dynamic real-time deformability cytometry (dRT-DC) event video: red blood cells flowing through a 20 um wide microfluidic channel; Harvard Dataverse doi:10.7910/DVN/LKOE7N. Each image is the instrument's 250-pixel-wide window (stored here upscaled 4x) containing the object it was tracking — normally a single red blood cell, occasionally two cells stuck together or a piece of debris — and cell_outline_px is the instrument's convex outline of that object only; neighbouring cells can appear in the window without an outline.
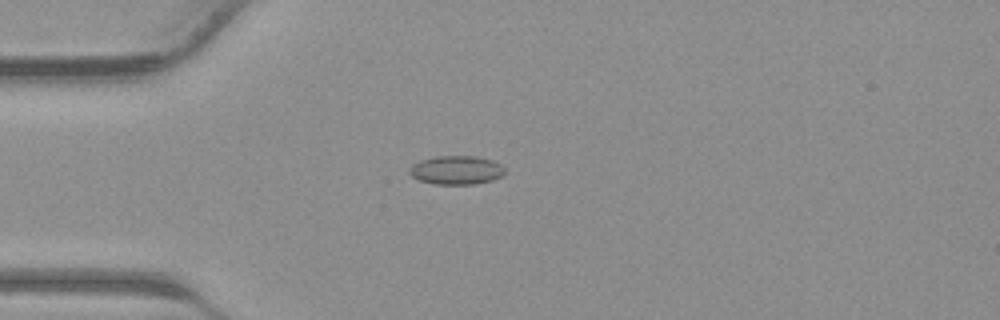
{"species": "common noctule bat (a hibernating species)", "species_latin": "Nyctalus noctula", "temperature_condition": "warm", "stored_images_in_passage": 32, "camera_frame_rate_fps": 3000, "um_per_image_px": 0.085, "animal": {"sex": "male", "body_mass_g": 23.1, "forearm_length_mm": 52.7}, "frame": {"image": 1, "passage_image": 2, "time_ms": 0.333, "image_size_px": [1000, 320], "cell_outline_px": [[504, 172], [500, 176], [492, 180], [476, 184], [432, 184], [420, 180], [412, 176], [408, 172], [408, 168], [412, 164], [420, 160], [436, 156], [476, 156], [492, 160], [500, 164], [504, 168]], "centroid_in_image_um": [38.75, 14.45], "position_along_channel_um": 46.2, "area_um2": 16.01}}
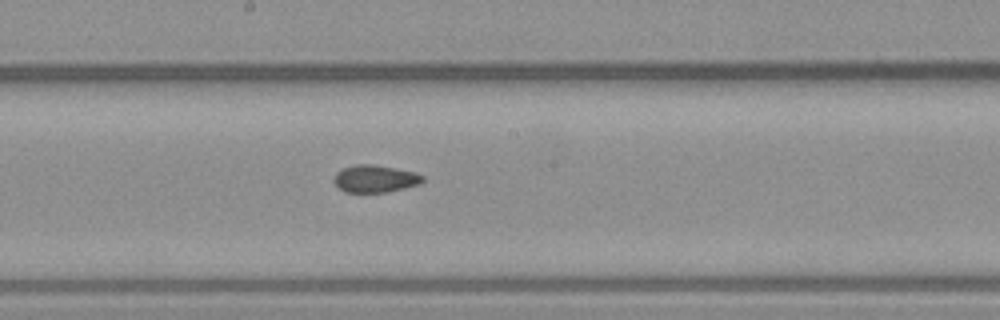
{"frame": {"image": 2, "passage_image": 13, "time_ms": 4.0, "image_size_px": [1000, 320], "cell_outline_px": [[424, 180], [420, 184], [388, 192], [344, 192], [332, 180], [336, 172], [344, 168], [356, 164], [372, 164], [396, 168], [416, 172], [424, 176]], "centroid_in_image_um": [31.9, 15.19], "position_along_channel_um": 216.3, "area_um2": 14.22}}
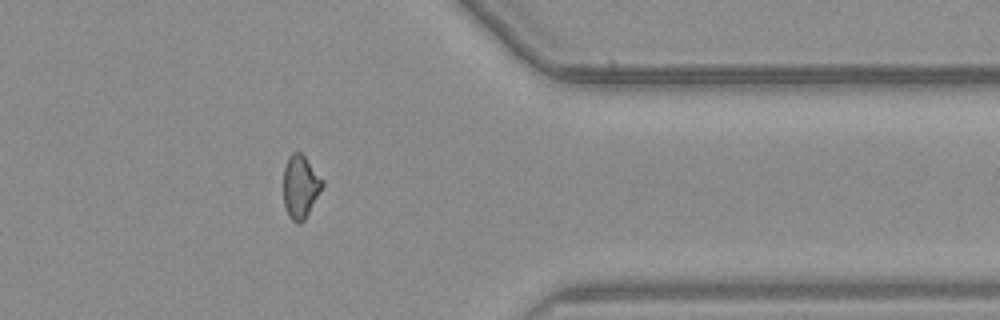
{"frame": {"image": 3, "passage_image": 24, "time_ms": 7.667, "image_size_px": [1000, 320], "cell_outline_px": [[324, 184], [304, 220], [300, 224], [296, 224], [288, 216], [284, 204], [284, 168], [288, 156], [292, 152], [300, 152], [304, 156], [324, 180]], "centroid_in_image_um": [25.53, 15.87], "position_along_channel_um": 385.9, "area_um2": 14.22}}